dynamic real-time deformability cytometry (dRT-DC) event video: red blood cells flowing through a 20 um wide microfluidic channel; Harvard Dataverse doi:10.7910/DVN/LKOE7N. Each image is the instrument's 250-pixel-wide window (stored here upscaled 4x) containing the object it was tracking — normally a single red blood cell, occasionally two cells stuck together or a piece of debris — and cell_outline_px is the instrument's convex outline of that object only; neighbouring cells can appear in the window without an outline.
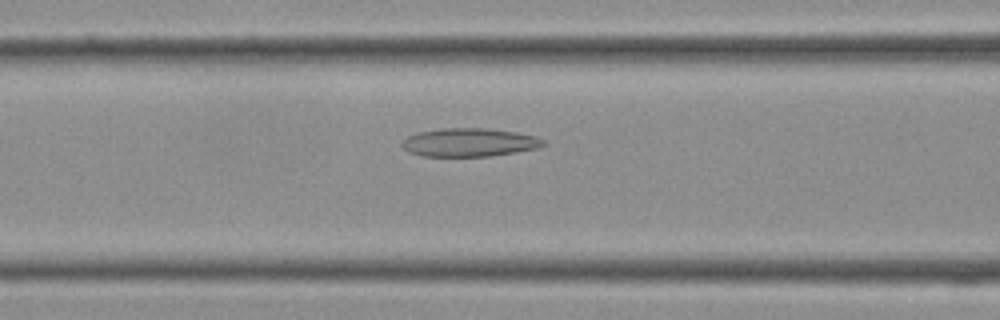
{"species": "Egyptian fruit bat (a non-hibernating species)", "species_latin": "Rousettus aegyptiacus", "temperature_condition": "cold", "stored_images_in_passage": 27, "camera_frame_rate_fps": 3000, "um_per_image_px": 0.085, "frame": {"image": 1, "passage_image": 5, "time_ms": 1.333, "image_size_px": [1000, 320], "cell_outline_px": [[548, 144], [540, 148], [516, 152], [488, 156], [424, 156], [408, 152], [400, 144], [408, 136], [420, 132], [440, 128], [488, 128], [516, 132], [536, 136], [544, 140]], "centroid_in_image_um": [39.94, 12.1], "position_along_channel_um": 126.7, "area_um2": 23.47}}
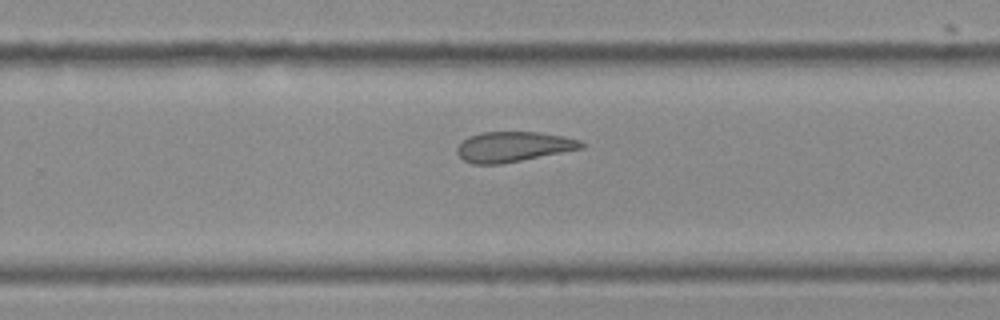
{"frame": {"image": 2, "passage_image": 14, "time_ms": 4.333, "image_size_px": [1000, 320], "cell_outline_px": [[584, 148], [500, 164], [472, 164], [464, 160], [456, 152], [456, 148], [468, 136], [480, 132], [540, 132], [564, 136], [580, 140], [584, 144]], "centroid_in_image_um": [43.62, 12.46], "position_along_channel_um": 286.2, "area_um2": 21.79}}
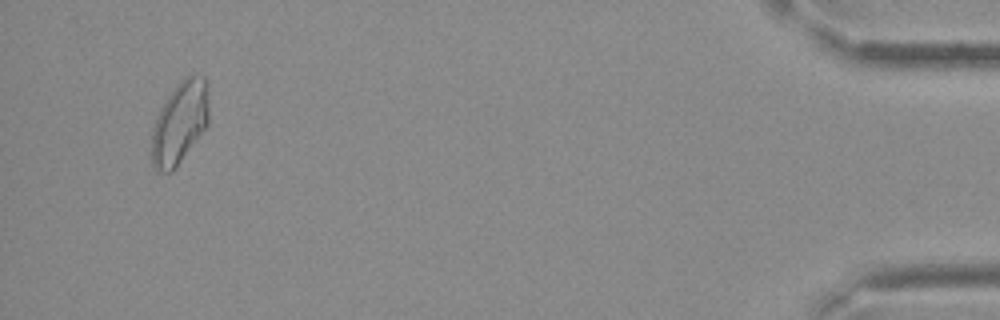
{"frame": {"image": 3, "passage_image": 26, "time_ms": 8.333, "image_size_px": [1000, 320], "cell_outline_px": [[208, 124], [176, 168], [172, 172], [156, 172], [152, 164], [152, 132], [156, 116], [160, 108], [168, 96], [180, 80], [188, 76], [204, 76], [208, 80]], "centroid_in_image_um": [15.28, 10.44], "position_along_channel_um": 419.9, "area_um2": 27.51}}